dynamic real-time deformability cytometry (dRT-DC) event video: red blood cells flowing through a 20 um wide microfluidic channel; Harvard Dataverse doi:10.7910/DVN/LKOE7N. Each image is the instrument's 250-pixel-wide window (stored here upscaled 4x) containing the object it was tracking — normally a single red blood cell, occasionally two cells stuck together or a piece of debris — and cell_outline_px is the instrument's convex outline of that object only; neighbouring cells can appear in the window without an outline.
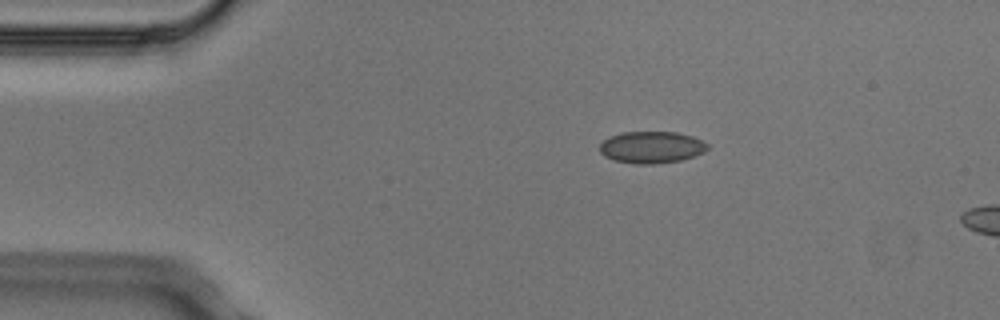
{"species": "Egyptian fruit bat (a non-hibernating species)", "species_latin": "Rousettus aegyptiacus", "temperature_condition": "cold", "stored_images_in_passage": 3, "camera_frame_rate_fps": 3000, "um_per_image_px": 0.085, "animal": {"sex": "male"}, "frame": {"image": 1, "passage_image": 1, "time_ms": 0.0, "image_size_px": [1000, 320], "cell_outline_px": [[708, 148], [704, 152], [696, 156], [680, 160], [652, 164], [636, 164], [616, 160], [604, 156], [600, 152], [600, 144], [604, 140], [620, 132], [676, 132], [692, 136], [708, 144]], "centroid_in_image_um": [55.39, 12.51], "position_along_channel_um": 29.6, "area_um2": 19.88}}